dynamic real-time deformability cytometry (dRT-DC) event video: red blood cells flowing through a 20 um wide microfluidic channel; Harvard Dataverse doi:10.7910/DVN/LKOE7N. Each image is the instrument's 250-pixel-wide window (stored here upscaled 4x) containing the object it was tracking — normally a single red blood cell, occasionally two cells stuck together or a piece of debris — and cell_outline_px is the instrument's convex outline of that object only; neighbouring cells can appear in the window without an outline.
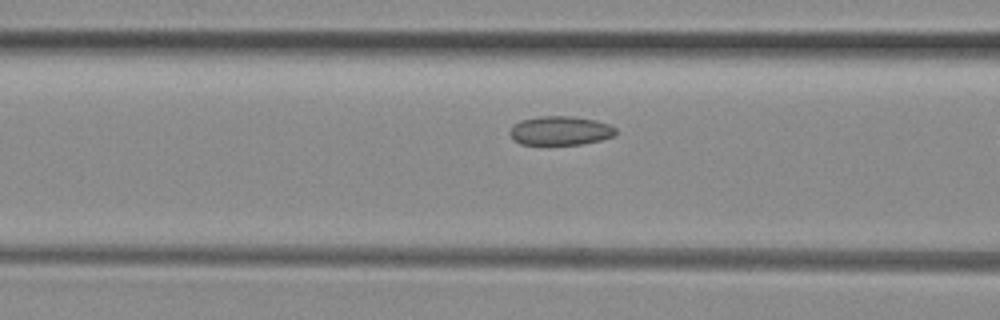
{"species": "common noctule bat (a hibernating species)", "species_latin": "Nyctalus noctula", "temperature_condition": "room temperature", "stored_images_in_passage": 5, "camera_frame_rate_fps": 3000, "um_per_image_px": 0.085, "animal": {"sex": "female", "body_mass_g": 29.2, "forearm_length_mm": 56.3}, "frame": {"image": 1, "passage_image": 4, "time_ms": 1.0, "image_size_px": [1000, 320], "cell_outline_px": [[616, 136], [600, 140], [580, 144], [520, 144], [512, 140], [508, 132], [520, 120], [536, 116], [572, 116], [596, 120], [608, 124], [616, 128]], "centroid_in_image_um": [47.62, 11.1], "position_along_channel_um": 119.0, "area_um2": 17.98}}